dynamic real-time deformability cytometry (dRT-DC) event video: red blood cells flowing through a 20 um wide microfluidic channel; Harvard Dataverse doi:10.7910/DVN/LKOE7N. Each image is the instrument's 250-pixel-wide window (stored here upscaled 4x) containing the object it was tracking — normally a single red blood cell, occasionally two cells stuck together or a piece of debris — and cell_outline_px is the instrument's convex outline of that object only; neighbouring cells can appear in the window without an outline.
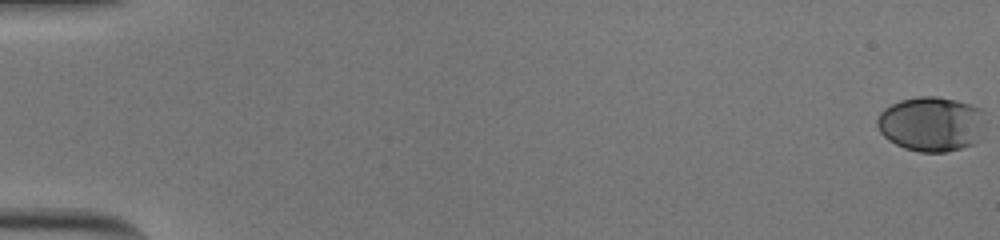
{"species": "human", "species_latin": "Homo sapiens", "temperature_condition": "cold", "stored_images_in_passage": 58, "camera_frame_rate_fps": 3000, "um_per_image_px": 0.085, "donor": {"sex": "male"}, "frame": {"image": 1, "passage_image": 1, "time_ms": 0.0, "image_size_px": [1000, 240], "cell_outline_px": [[984, 132], [980, 140], [972, 144], [960, 148], [944, 152], [920, 152], [904, 148], [888, 140], [880, 132], [876, 124], [876, 120], [880, 112], [884, 108], [900, 100], [920, 96], [936, 96], [956, 100], [984, 108]], "centroid_in_image_um": [79.19, 10.53], "position_along_channel_um": 5.8, "area_um2": 35.03}}
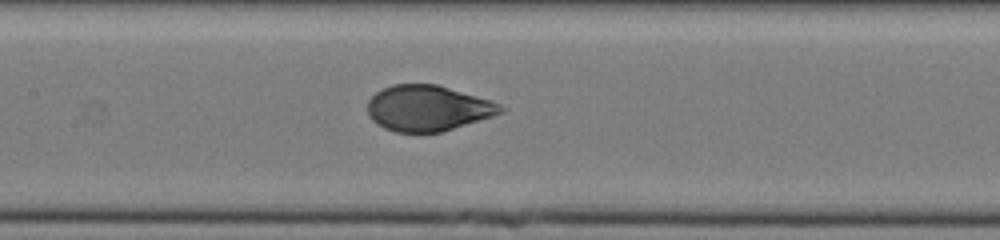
{"frame": {"image": 2, "passage_image": 30, "time_ms": 9.667, "image_size_px": [1000, 240], "cell_outline_px": [[504, 112], [492, 116], [440, 132], [396, 132], [384, 128], [376, 124], [368, 116], [368, 100], [376, 92], [392, 84], [436, 84], [476, 96], [500, 104], [504, 108]], "centroid_in_image_um": [36.32, 9.19], "position_along_channel_um": 171.1, "area_um2": 35.08}}
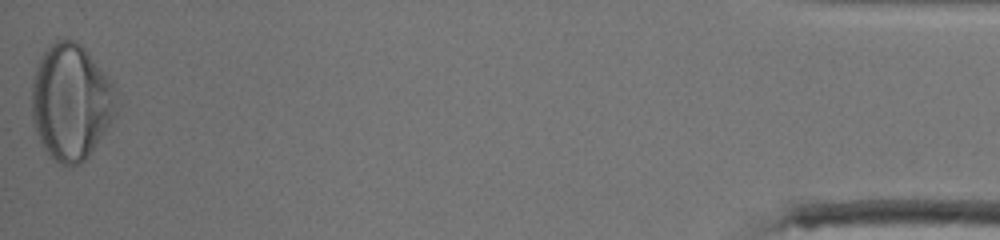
{"frame": {"image": 3, "passage_image": 58, "time_ms": 19.0, "image_size_px": [1000, 240], "cell_outline_px": [[120, 104], [116, 112], [104, 132], [88, 156], [80, 164], [60, 164], [44, 148], [36, 132], [32, 120], [32, 80], [40, 56], [48, 44], [56, 40], [76, 40], [88, 52], [116, 88]], "centroid_in_image_um": [6.04, 8.63], "position_along_channel_um": 429.2, "area_um2": 57.11}, "authors_computed_cell_mechanics": {"area_um2": 36.3562, "velocity_mm_per_s": 3.6758, "shape_relaxation_time_tau1_ms": 5.4867, "shape_relaxation_time_tau2_ms": null, "deformation_change_tau1": 0.1859, "deformation_change_tau2": null}}